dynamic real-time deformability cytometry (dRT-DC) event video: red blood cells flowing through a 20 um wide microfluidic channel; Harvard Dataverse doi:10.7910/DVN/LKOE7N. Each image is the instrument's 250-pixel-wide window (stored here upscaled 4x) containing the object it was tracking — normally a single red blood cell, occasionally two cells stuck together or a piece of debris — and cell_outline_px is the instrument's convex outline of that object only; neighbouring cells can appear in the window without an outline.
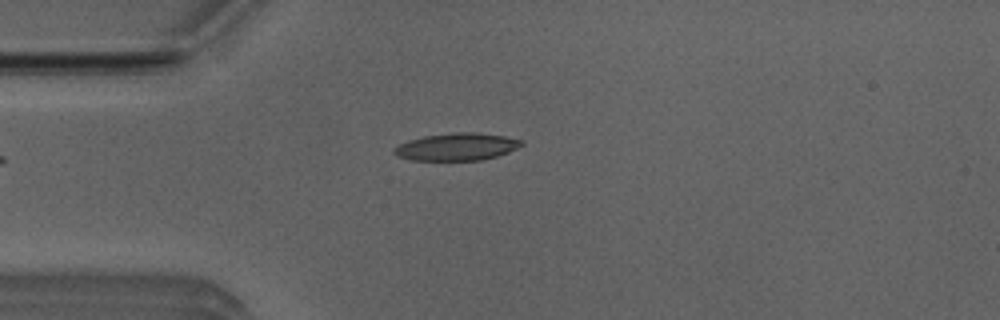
{"species": "Egyptian fruit bat (a non-hibernating species)", "species_latin": "Rousettus aegyptiacus", "temperature_condition": "room temperature", "stored_images_in_passage": 3, "camera_frame_rate_fps": 3000, "um_per_image_px": 0.085, "animal": {"sex": "male"}, "frame": {"image": 1, "passage_image": 3, "time_ms": 0.667, "image_size_px": [1000, 320], "cell_outline_px": [[524, 144], [508, 152], [496, 156], [480, 160], [412, 160], [396, 156], [392, 152], [392, 148], [408, 140], [424, 136], [452, 132], [476, 132], [504, 136], [524, 140]], "centroid_in_image_um": [38.8, 12.47], "position_along_channel_um": 46.2, "area_um2": 20.4}}